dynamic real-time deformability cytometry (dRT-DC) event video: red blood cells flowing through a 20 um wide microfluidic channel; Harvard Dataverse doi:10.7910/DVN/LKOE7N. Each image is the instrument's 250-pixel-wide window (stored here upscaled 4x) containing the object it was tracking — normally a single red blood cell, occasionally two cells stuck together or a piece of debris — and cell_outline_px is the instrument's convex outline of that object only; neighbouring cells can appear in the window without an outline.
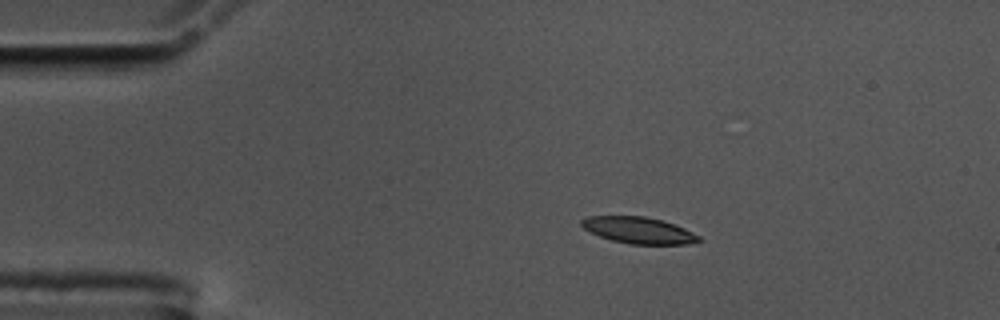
{"species": "common noctule bat (a hibernating species)", "species_latin": "Nyctalus noctula", "temperature_condition": "cold", "stored_images_in_passage": 47, "camera_frame_rate_fps": 3000, "um_per_image_px": 0.085, "animal": {"sex": "male", "body_mass_g": 17.5, "forearm_length_mm": 52.3}, "frame": {"image": 1, "passage_image": 1, "time_ms": 0.0, "image_size_px": [1000, 320], "cell_outline_px": [[704, 240], [688, 244], [632, 244], [612, 240], [600, 236], [584, 228], [580, 224], [580, 220], [588, 216], [644, 216], [660, 220], [684, 228], [700, 236]], "centroid_in_image_um": [54.3, 19.57], "position_along_channel_um": 30.7, "area_um2": 17.92}}
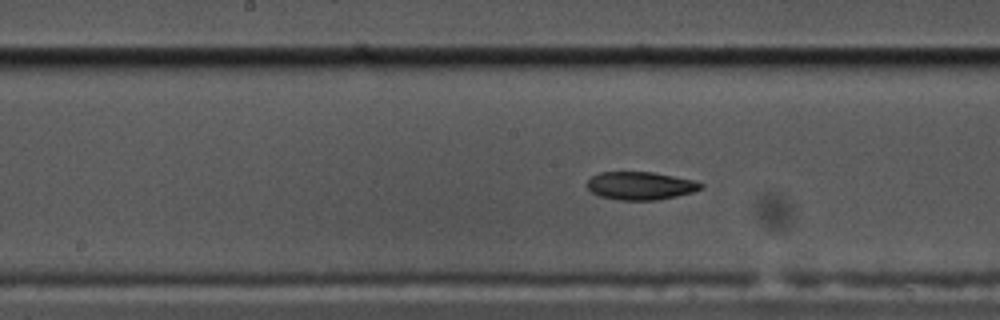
{"frame": {"image": 2, "passage_image": 19, "time_ms": 6.0, "image_size_px": [1000, 320], "cell_outline_px": [[704, 188], [692, 192], [676, 196], [656, 200], [620, 200], [600, 196], [592, 192], [588, 188], [588, 180], [592, 176], [600, 172], [652, 172], [696, 180], [704, 184]], "centroid_in_image_um": [54.48, 15.78], "position_along_channel_um": 193.7, "area_um2": 18.55}}
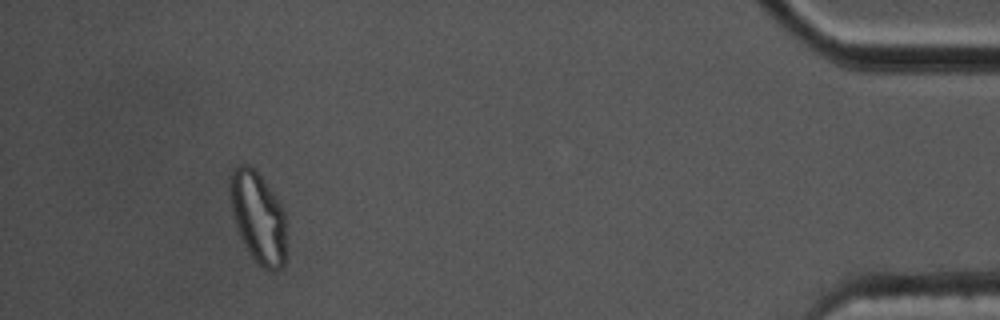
{"frame": {"image": 3, "passage_image": 43, "time_ms": 14.0, "image_size_px": [1000, 320], "cell_outline_px": [[284, 264], [280, 268], [272, 272], [264, 268], [248, 252], [240, 236], [232, 216], [228, 184], [228, 176], [232, 168], [240, 164], [248, 164], [260, 176], [272, 192], [280, 204], [284, 212]], "centroid_in_image_um": [21.87, 18.43], "position_along_channel_um": 413.3, "area_um2": 29.71}, "authors_computed_cell_mechanics": {"area_um2": 19.5942, "velocity_mm_per_s": 3.5408, "shape_relaxation_time_tau1_ms": 8.963, "shape_relaxation_time_tau2_ms": 3.5186, "deformation_change_tau1": 0.1959, "deformation_change_tau2": 0.0882}}